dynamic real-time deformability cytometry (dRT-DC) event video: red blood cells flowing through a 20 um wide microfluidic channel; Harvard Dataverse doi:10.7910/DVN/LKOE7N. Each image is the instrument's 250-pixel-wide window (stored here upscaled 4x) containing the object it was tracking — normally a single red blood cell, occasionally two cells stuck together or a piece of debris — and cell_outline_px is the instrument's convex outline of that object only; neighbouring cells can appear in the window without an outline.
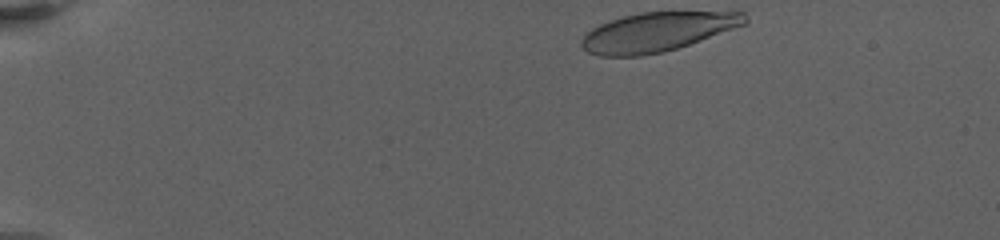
{"species": "human", "species_latin": "Homo sapiens", "temperature_condition": "warm", "stored_images_in_passage": 23, "camera_frame_rate_fps": 3000, "um_per_image_px": 0.085, "donor": {"sex": "female"}, "frame": {"image": 1, "passage_image": 1, "time_ms": 0.0, "image_size_px": [1000, 240], "cell_outline_px": [[748, 20], [744, 24], [700, 40], [664, 52], [640, 56], [600, 56], [588, 52], [580, 44], [580, 40], [584, 32], [608, 20], [640, 12], [744, 12], [748, 16]], "centroid_in_image_um": [55.79, 2.71], "position_along_channel_um": 29.2, "area_um2": 37.11}}